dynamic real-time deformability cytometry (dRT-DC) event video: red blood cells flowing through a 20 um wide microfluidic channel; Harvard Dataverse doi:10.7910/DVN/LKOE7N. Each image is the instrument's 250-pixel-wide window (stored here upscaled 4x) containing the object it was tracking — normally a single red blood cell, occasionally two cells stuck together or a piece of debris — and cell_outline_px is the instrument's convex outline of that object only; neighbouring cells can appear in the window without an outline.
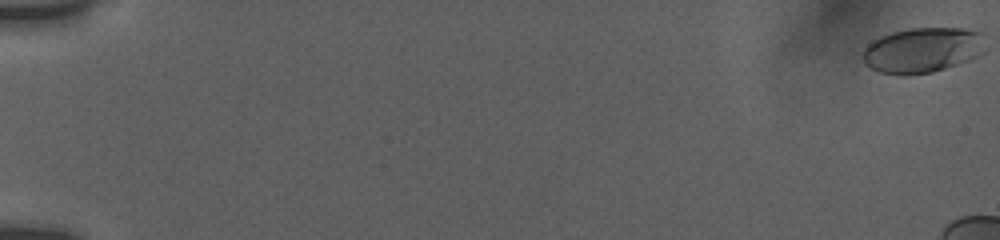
{"species": "human", "species_latin": "Homo sapiens", "temperature_condition": "room temperature", "stored_images_in_passage": 15, "camera_frame_rate_fps": 3000, "um_per_image_px": 0.085, "donor": {"sex": "female"}, "frame": {"image": 1, "passage_image": 1, "time_ms": 0.0, "image_size_px": [1000, 240], "cell_outline_px": [[984, 52], [980, 56], [932, 72], [880, 72], [864, 64], [860, 60], [860, 56], [864, 48], [872, 40], [880, 36], [892, 32], [908, 28], [964, 28], [984, 32]], "centroid_in_image_um": [78.43, 4.21], "position_along_channel_um": 6.6, "area_um2": 32.14}}